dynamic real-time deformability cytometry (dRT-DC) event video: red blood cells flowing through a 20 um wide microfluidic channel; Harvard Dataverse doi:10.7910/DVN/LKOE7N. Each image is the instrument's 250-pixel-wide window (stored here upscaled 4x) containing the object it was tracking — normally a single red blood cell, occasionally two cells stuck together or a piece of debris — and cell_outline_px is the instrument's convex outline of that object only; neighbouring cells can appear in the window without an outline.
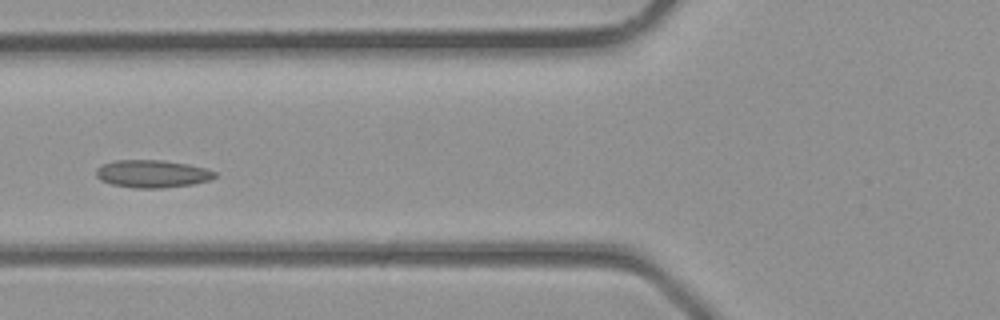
{"species": "common noctule bat (a hibernating species)", "species_latin": "Nyctalus noctula", "temperature_condition": "room temperature", "stored_images_in_passage": 3, "camera_frame_rate_fps": 3000, "um_per_image_px": 0.085, "animal": {"sex": "male", "body_mass_g": 23.1, "forearm_length_mm": 52.7}, "frame": {"image": 1, "passage_image": 3, "time_ms": 0.667, "image_size_px": [1000, 320], "cell_outline_px": [[216, 176], [212, 180], [192, 184], [164, 188], [132, 188], [112, 184], [100, 180], [96, 176], [96, 168], [100, 164], [116, 160], [164, 160], [188, 164], [204, 168], [216, 172]], "centroid_in_image_um": [12.92, 14.77], "position_along_channel_um": 112.9, "area_um2": 19.31}}